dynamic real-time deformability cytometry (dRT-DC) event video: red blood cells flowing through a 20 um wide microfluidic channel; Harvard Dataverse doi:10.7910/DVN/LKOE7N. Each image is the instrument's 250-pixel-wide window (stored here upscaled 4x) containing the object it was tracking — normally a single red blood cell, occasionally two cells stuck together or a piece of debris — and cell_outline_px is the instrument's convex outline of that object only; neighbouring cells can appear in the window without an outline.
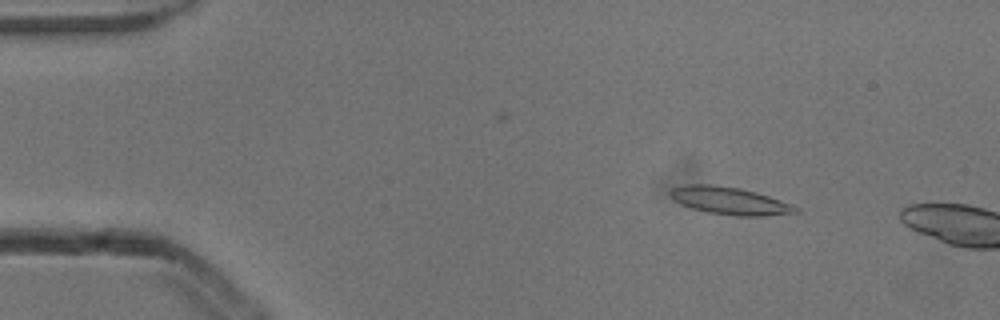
{"species": "common noctule bat (a hibernating species)", "species_latin": "Nyctalus noctula", "temperature_condition": "cold", "stored_images_in_passage": 3, "camera_frame_rate_fps": 3000, "um_per_image_px": 0.085, "animal": {"sex": "male", "body_mass_g": 13.3}, "frame": {"image": 1, "passage_image": 2, "time_ms": 0.333, "image_size_px": [1000, 320], "cell_outline_px": [[800, 212], [764, 216], [736, 216], [708, 212], [692, 208], [680, 204], [672, 200], [668, 192], [672, 188], [684, 184], [712, 184], [740, 188], [756, 192], [792, 204], [800, 208]], "centroid_in_image_um": [62.0, 17.06], "position_along_channel_um": 23.0, "area_um2": 20.29}}